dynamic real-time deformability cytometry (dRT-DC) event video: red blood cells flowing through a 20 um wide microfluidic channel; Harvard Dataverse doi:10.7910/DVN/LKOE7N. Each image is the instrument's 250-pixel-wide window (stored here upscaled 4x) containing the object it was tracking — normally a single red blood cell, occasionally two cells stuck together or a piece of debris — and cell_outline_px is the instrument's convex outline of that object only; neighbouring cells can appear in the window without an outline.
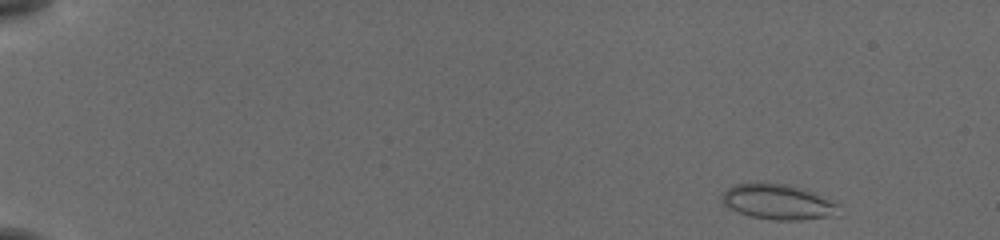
{"species": "common noctule bat (a hibernating species)", "species_latin": "Nyctalus noctula", "temperature_condition": "cold", "stored_images_in_passage": 53, "camera_frame_rate_fps": 3000, "um_per_image_px": 0.085, "animal": {"sex": "female", "body_mass_g": 19.5, "forearm_length_mm": 54.1}, "frame": {"image": 1, "passage_image": 3, "time_ms": 0.667, "image_size_px": [1000, 240], "cell_outline_px": [[840, 204], [828, 216], [800, 220], [776, 220], [752, 216], [740, 212], [724, 204], [720, 200], [720, 196], [732, 184], [756, 180], [764, 180], [788, 184], [812, 192]], "centroid_in_image_um": [66.01, 17.09], "position_along_channel_um": 19.0, "area_um2": 24.04}}
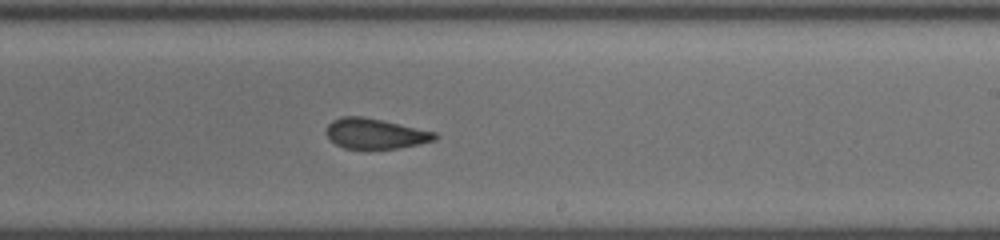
{"frame": {"image": 2, "passage_image": 33, "time_ms": 10.667, "image_size_px": [1000, 240], "cell_outline_px": [[440, 136], [436, 140], [420, 144], [396, 148], [344, 148], [336, 144], [324, 132], [328, 124], [332, 120], [340, 116], [364, 116], [436, 132]], "centroid_in_image_um": [31.9, 11.34], "position_along_channel_um": 257.1, "area_um2": 19.19}}
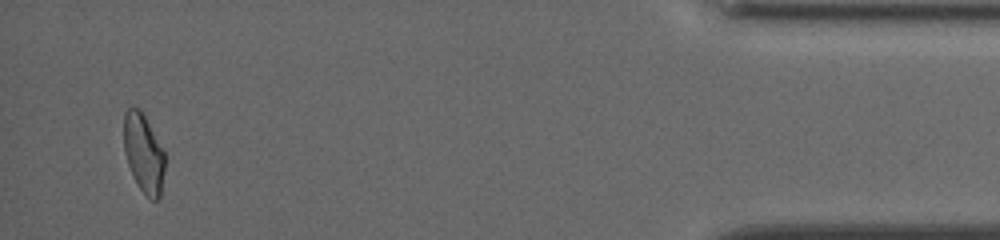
{"frame": {"image": 3, "passage_image": 51, "time_ms": 16.667, "image_size_px": [1000, 240], "cell_outline_px": [[164, 168], [160, 196], [156, 200], [152, 200], [140, 188], [128, 164], [124, 152], [124, 112], [132, 104], [140, 108], [164, 152]], "centroid_in_image_um": [12.18, 12.96], "position_along_channel_um": 423.0, "area_um2": 18.5}, "authors_computed_cell_mechanics": {"area_um2": 20.519, "velocity_mm_per_s": 3.8101, "shape_relaxation_time_tau1_ms": null, "shape_relaxation_time_tau2_ms": 2.4548, "deformation_change_tau1": null, "deformation_change_tau2": 0.0731}}